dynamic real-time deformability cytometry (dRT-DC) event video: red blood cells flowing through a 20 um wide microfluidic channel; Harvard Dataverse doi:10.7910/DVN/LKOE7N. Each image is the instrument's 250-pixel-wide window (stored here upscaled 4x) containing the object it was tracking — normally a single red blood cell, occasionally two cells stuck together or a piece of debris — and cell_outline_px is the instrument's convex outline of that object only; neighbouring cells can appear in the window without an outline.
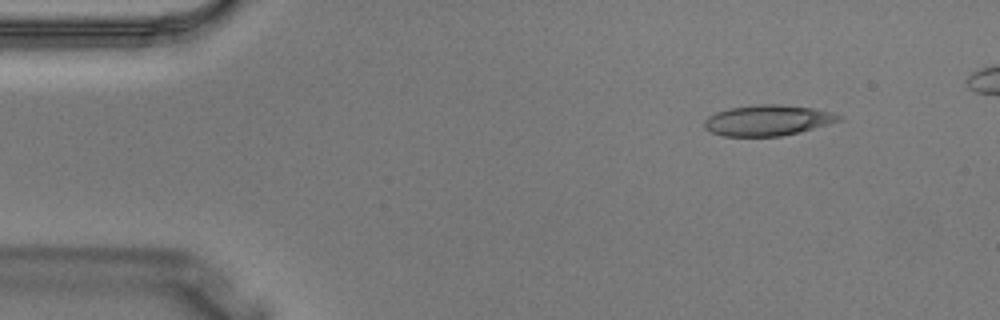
{"species": "Egyptian fruit bat (a non-hibernating species)", "species_latin": "Rousettus aegyptiacus", "temperature_condition": "warm", "stored_images_in_passage": 3, "camera_frame_rate_fps": 3000, "um_per_image_px": 0.085, "animal": {"sex": "male"}, "frame": {"image": 1, "passage_image": 1, "time_ms": 0.0, "image_size_px": [1000, 320], "cell_outline_px": [[844, 116], [840, 120], [828, 124], [800, 132], [780, 136], [724, 136], [712, 132], [704, 128], [704, 120], [708, 116], [716, 112], [728, 108], [760, 104], [780, 104], [812, 108], [832, 112]], "centroid_in_image_um": [65.25, 10.22], "position_along_channel_um": 19.8, "area_um2": 24.04}}